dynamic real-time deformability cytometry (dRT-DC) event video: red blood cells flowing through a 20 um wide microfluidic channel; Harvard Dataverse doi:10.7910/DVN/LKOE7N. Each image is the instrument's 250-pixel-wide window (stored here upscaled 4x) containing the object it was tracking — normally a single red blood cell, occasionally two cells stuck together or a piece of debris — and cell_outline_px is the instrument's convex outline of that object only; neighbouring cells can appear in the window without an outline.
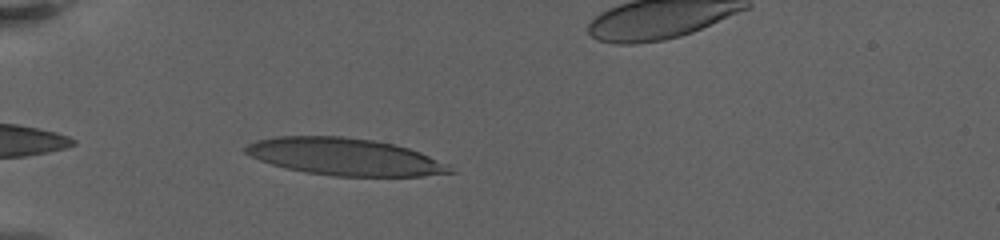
{"species": "human", "species_latin": "Homo sapiens", "temperature_condition": "warm", "stored_images_in_passage": 42, "camera_frame_rate_fps": 3000, "um_per_image_px": 0.085, "donor": {"sex": "female"}, "frame": {"image": 1, "passage_image": 3, "time_ms": 0.667, "image_size_px": [1000, 240], "cell_outline_px": [[460, 172], [424, 176], [332, 176], [304, 172], [272, 164], [260, 160], [244, 152], [244, 148], [248, 144], [256, 140], [276, 136], [344, 136], [372, 140], [396, 144], [420, 152], [448, 164]], "centroid_in_image_um": [29.36, 13.33], "position_along_channel_um": 55.6, "area_um2": 44.45}}
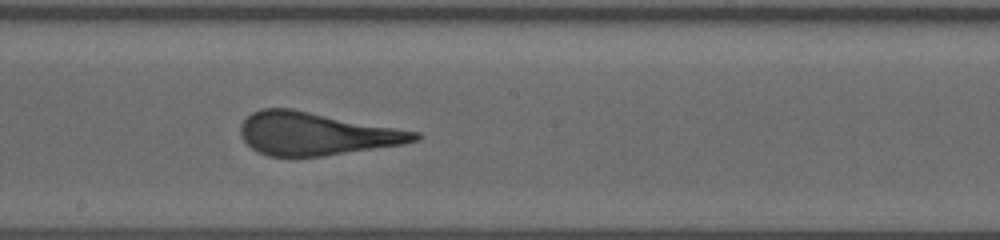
{"frame": {"image": 2, "passage_image": 20, "time_ms": 6.333, "image_size_px": [1000, 240], "cell_outline_px": [[424, 136], [420, 140], [404, 144], [324, 156], [268, 156], [256, 152], [240, 136], [240, 124], [252, 112], [264, 108], [292, 108], [420, 132]], "centroid_in_image_um": [26.89, 11.36], "position_along_channel_um": 221.3, "area_um2": 43.75}}
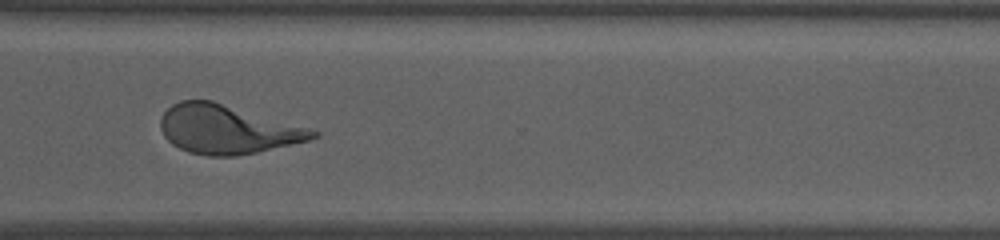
{"frame": {"image": 3, "passage_image": 32, "time_ms": 10.333, "image_size_px": [1000, 240], "cell_outline_px": [[320, 136], [308, 140], [256, 152], [236, 156], [208, 156], [188, 152], [172, 144], [164, 136], [160, 128], [160, 120], [164, 112], [172, 104], [180, 100], [212, 100], [308, 128], [320, 132]], "centroid_in_image_um": [19.27, 10.99], "position_along_channel_um": 351.3, "area_um2": 42.95}, "authors_computed_cell_mechanics": {"area_um2": 43.5812, "velocity_mm_per_s": 3.2545, "shape_relaxation_time_tau1_ms": 7.9335, "shape_relaxation_time_tau2_ms": 0.8109, "deformation_change_tau1": 0.2933, "deformation_change_tau2": 0.1103}}